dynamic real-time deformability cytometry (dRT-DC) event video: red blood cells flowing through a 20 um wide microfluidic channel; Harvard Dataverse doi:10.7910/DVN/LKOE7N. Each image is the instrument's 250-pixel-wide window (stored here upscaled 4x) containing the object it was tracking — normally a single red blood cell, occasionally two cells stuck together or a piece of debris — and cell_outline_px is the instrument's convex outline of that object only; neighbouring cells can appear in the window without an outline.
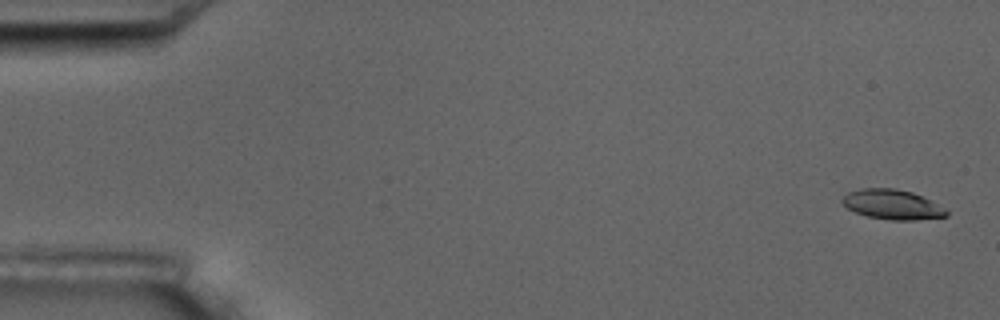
{"species": "common noctule bat (a hibernating species)", "species_latin": "Nyctalus noctula", "temperature_condition": "room temperature", "stored_images_in_passage": 5, "camera_frame_rate_fps": 3000, "um_per_image_px": 0.085, "animal": {"sex": "male", "body_mass_g": 17.5, "forearm_length_mm": 52.3}, "frame": {"image": 1, "passage_image": 1, "time_ms": 0.0, "image_size_px": [1000, 320], "cell_outline_px": [[948, 216], [916, 220], [888, 220], [868, 216], [856, 212], [848, 208], [840, 200], [848, 192], [860, 188], [896, 188], [912, 192], [944, 208], [948, 212]], "centroid_in_image_um": [75.82, 17.38], "position_along_channel_um": 9.2, "area_um2": 17.92}}
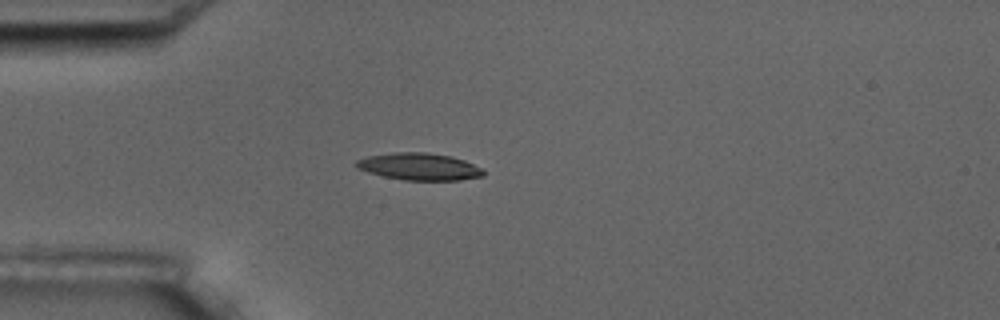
{"frame": {"image": 2, "passage_image": 5, "time_ms": 4.667, "image_size_px": [1000, 320], "cell_outline_px": [[484, 176], [460, 180], [404, 180], [384, 176], [368, 172], [356, 168], [352, 164], [356, 160], [368, 156], [396, 152], [424, 152], [452, 156], [464, 160], [480, 168], [484, 172]], "centroid_in_image_um": [35.6, 14.16], "position_along_channel_um": 49.4, "area_um2": 20.06}}